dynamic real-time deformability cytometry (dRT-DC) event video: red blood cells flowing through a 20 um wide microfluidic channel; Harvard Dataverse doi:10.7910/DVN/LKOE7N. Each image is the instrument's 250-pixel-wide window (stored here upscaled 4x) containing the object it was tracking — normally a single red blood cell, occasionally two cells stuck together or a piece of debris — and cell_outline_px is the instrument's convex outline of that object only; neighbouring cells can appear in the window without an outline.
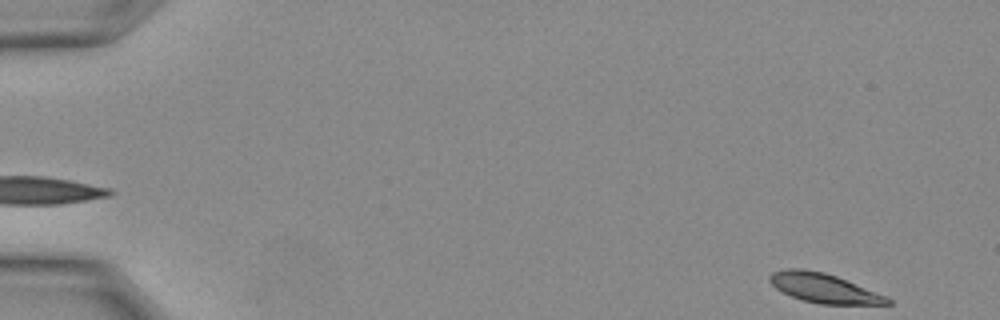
{"species": "Egyptian fruit bat (a non-hibernating species)", "species_latin": "Rousettus aegyptiacus", "temperature_condition": "warm", "stored_images_in_passage": 7, "camera_frame_rate_fps": 3000, "um_per_image_px": 0.085, "animal": {"sex": "female"}, "frame": {"image": 1, "passage_image": 1, "time_ms": 0.0, "image_size_px": [1000, 320], "cell_outline_px": [[892, 304], [820, 304], [804, 300], [792, 296], [776, 288], [768, 280], [768, 276], [772, 272], [784, 268], [804, 268], [824, 272], [836, 276], [888, 296], [892, 300]], "centroid_in_image_um": [70.03, 24.47], "position_along_channel_um": 15.0, "area_um2": 20.17}}